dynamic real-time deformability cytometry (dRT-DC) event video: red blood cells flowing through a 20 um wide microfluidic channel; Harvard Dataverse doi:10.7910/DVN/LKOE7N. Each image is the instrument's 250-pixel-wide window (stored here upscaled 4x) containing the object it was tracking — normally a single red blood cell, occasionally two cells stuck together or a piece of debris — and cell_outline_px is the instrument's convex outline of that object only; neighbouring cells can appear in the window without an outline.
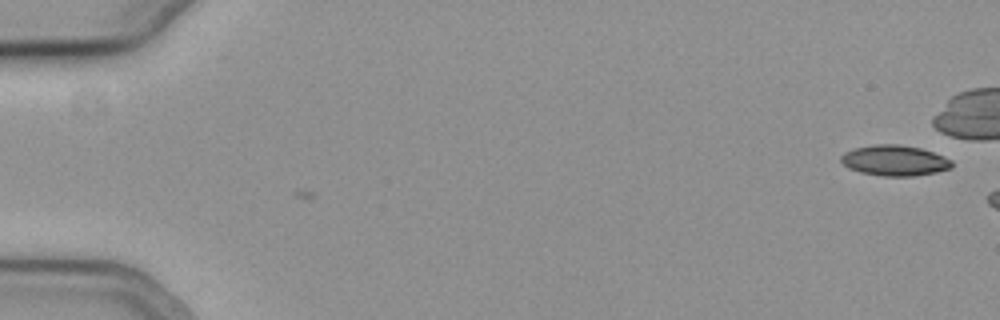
{"species": "common noctule bat (a hibernating species)", "species_latin": "Nyctalus noctula", "temperature_condition": "cold", "stored_images_in_passage": 2, "camera_frame_rate_fps": 3000, "um_per_image_px": 0.085, "animal": {"sex": "female", "body_mass_g": 19.3, "forearm_length_mm": 54.1}, "frame": {"image": 1, "passage_image": 1, "time_ms": 0.0, "image_size_px": [1000, 320], "cell_outline_px": [[952, 168], [936, 172], [912, 176], [880, 176], [860, 172], [848, 168], [840, 160], [840, 156], [844, 152], [852, 148], [876, 144], [900, 144], [920, 148], [944, 156], [952, 160]], "centroid_in_image_um": [76.02, 13.64], "position_along_channel_um": 9.0, "area_um2": 19.88}}